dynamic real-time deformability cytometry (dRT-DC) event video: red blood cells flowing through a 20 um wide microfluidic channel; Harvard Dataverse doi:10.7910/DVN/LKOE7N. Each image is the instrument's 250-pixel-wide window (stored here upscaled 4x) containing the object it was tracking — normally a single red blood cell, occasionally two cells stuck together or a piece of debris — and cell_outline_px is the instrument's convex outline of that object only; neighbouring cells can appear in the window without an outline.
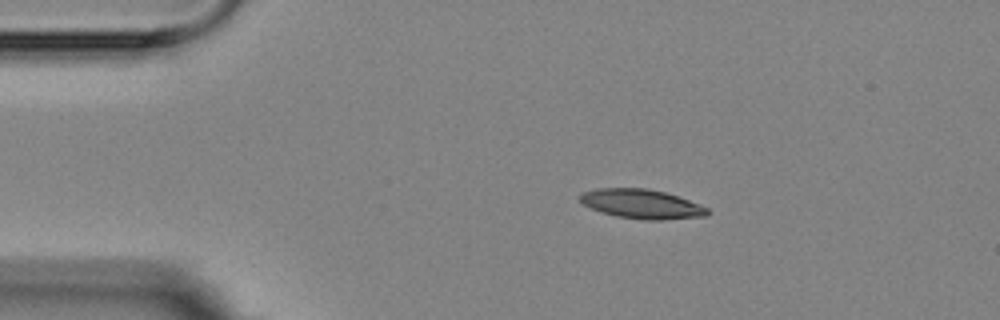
{"species": "Egyptian fruit bat (a non-hibernating species)", "species_latin": "Rousettus aegyptiacus", "temperature_condition": "room temperature", "stored_images_in_passage": 8, "camera_frame_rate_fps": 3000, "um_per_image_px": 0.085, "animal": {"sex": "female"}, "frame": {"image": 1, "passage_image": 1, "time_ms": 0.0, "image_size_px": [1000, 320], "cell_outline_px": [[712, 212], [708, 216], [660, 220], [648, 220], [616, 216], [600, 212], [584, 204], [580, 200], [580, 196], [584, 192], [596, 188], [648, 188], [664, 192], [688, 200], [708, 208]], "centroid_in_image_um": [54.57, 17.34], "position_along_channel_um": 30.4, "area_um2": 21.68}}
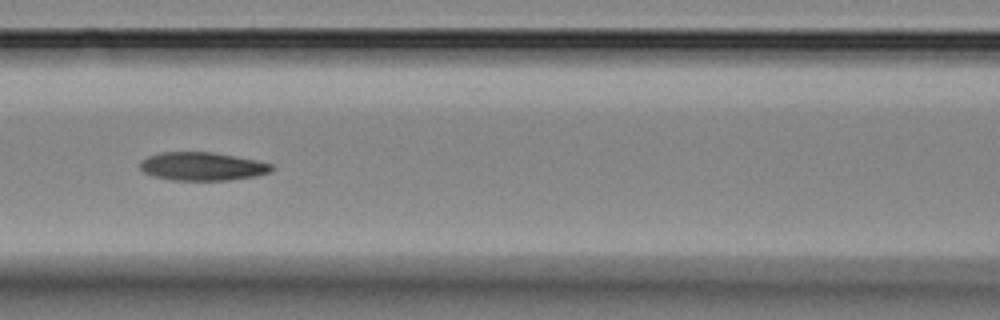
{"frame": {"image": 2, "passage_image": 5, "time_ms": 4.667, "image_size_px": [1000, 320], "cell_outline_px": [[276, 168], [268, 172], [256, 176], [228, 180], [168, 180], [152, 176], [144, 172], [140, 168], [140, 160], [148, 156], [160, 152], [212, 152], [256, 160], [272, 164]], "centroid_in_image_um": [17.17, 14.14], "position_along_channel_um": 149.4, "area_um2": 21.79}}
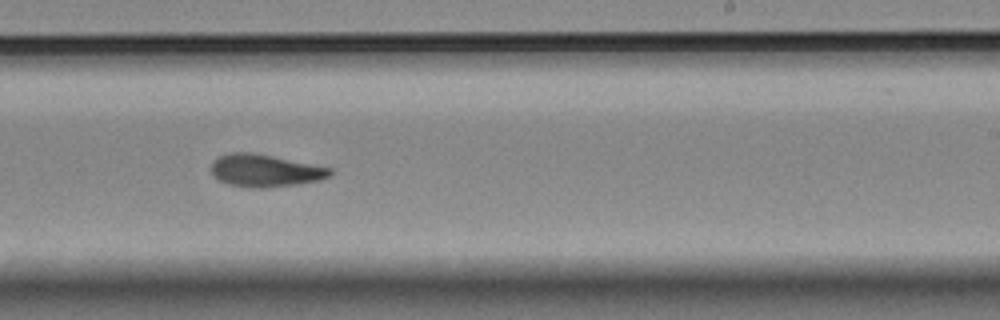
{"frame": {"image": 3, "passage_image": 8, "time_ms": 8.0, "image_size_px": [1000, 320], "cell_outline_px": [[332, 172], [328, 176], [320, 180], [296, 184], [264, 188], [248, 188], [228, 184], [212, 176], [212, 160], [228, 152], [252, 152], [332, 168]], "centroid_in_image_um": [22.49, 14.5], "position_along_channel_um": 266.5, "area_um2": 22.43}}